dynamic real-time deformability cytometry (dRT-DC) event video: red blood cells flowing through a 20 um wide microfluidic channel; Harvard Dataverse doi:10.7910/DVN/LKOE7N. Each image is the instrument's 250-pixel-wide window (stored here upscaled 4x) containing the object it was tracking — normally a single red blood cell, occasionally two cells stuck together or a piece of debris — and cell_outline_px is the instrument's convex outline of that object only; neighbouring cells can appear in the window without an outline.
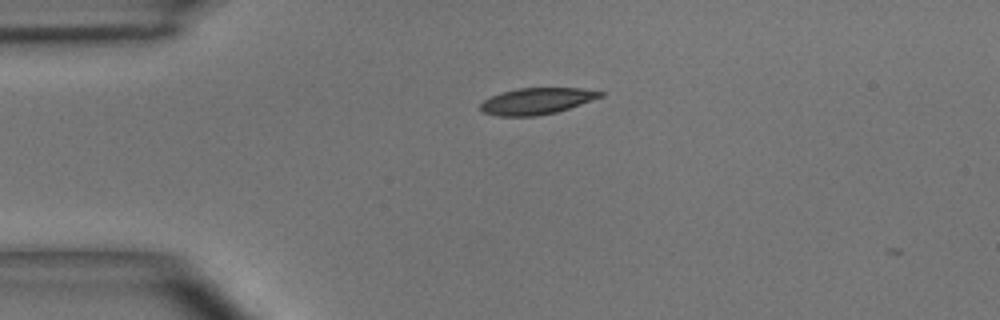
{"species": "common noctule bat (a hibernating species)", "species_latin": "Nyctalus noctula", "temperature_condition": "room temperature", "stored_images_in_passage": 2, "camera_frame_rate_fps": 3000, "um_per_image_px": 0.085, "animal": {"sex": "male", "body_mass_g": 15.6}, "frame": {"image": 1, "passage_image": 1, "time_ms": 0.0, "image_size_px": [1000, 320], "cell_outline_px": [[604, 96], [556, 112], [532, 116], [496, 116], [484, 112], [480, 108], [480, 104], [484, 100], [500, 92], [520, 88], [580, 88], [604, 92]], "centroid_in_image_um": [45.61, 8.59], "position_along_channel_um": 39.4, "area_um2": 18.26}}